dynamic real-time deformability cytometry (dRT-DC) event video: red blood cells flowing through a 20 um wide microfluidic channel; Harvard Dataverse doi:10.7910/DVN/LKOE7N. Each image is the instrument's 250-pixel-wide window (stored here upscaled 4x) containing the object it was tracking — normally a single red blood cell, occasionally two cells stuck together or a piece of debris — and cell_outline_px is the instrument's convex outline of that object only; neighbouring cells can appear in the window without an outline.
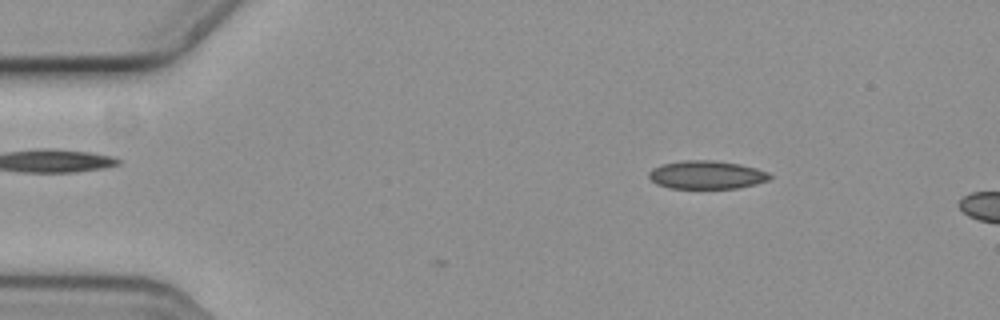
{"species": "common noctule bat (a hibernating species)", "species_latin": "Nyctalus noctula", "temperature_condition": "cold", "stored_images_in_passage": 8, "camera_frame_rate_fps": 3000, "um_per_image_px": 0.085, "animal": {"sex": "female", "body_mass_g": 19.3, "forearm_length_mm": 54.1}, "frame": {"image": 1, "passage_image": 1, "time_ms": 0.0, "image_size_px": [1000, 320], "cell_outline_px": [[772, 176], [768, 180], [756, 184], [736, 188], [668, 188], [656, 184], [648, 176], [648, 172], [652, 168], [664, 164], [684, 160], [712, 160], [740, 164], [756, 168], [768, 172]], "centroid_in_image_um": [60.05, 14.86], "position_along_channel_um": 24.9, "area_um2": 19.88}}